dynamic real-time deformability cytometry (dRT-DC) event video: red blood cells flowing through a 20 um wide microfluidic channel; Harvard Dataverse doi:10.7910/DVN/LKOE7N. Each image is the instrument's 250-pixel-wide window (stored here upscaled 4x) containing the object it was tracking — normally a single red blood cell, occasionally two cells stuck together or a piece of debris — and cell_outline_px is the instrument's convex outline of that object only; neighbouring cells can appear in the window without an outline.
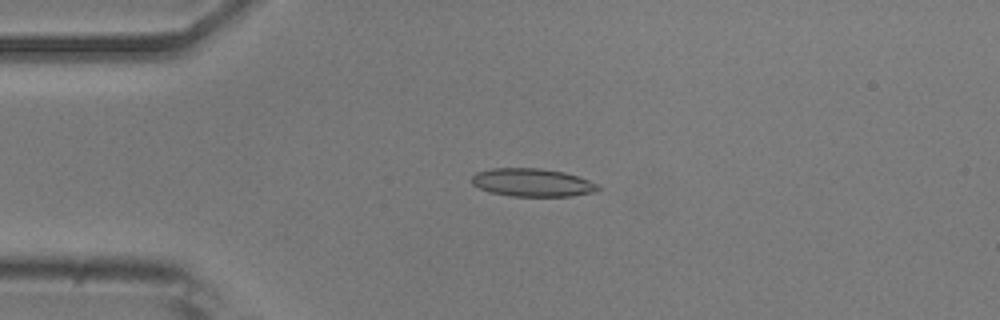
{"species": "common noctule bat (a hibernating species)", "species_latin": "Nyctalus noctula", "temperature_condition": "room temperature", "stored_images_in_passage": 53, "camera_frame_rate_fps": 3000, "um_per_image_px": 0.085, "animal": {"sex": "male", "body_mass_g": 20.5, "forearm_length_mm": 52.5}, "frame": {"image": 1, "passage_image": 12, "time_ms": 3.667, "image_size_px": [1000, 320], "cell_outline_px": [[604, 188], [596, 192], [572, 196], [512, 196], [488, 192], [472, 184], [472, 176], [476, 172], [492, 168], [540, 168], [564, 172], [600, 184]], "centroid_in_image_um": [45.29, 15.52], "position_along_channel_um": 39.7, "area_um2": 20.87}}
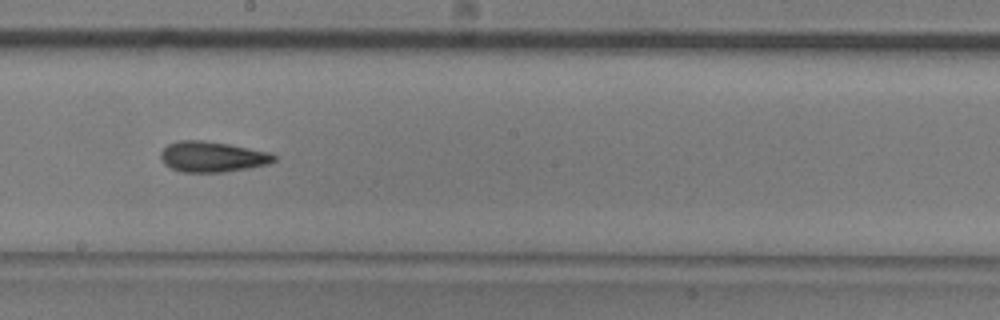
{"frame": {"image": 2, "passage_image": 29, "time_ms": 9.333, "image_size_px": [1000, 320], "cell_outline_px": [[276, 160], [268, 164], [248, 168], [224, 172], [184, 172], [172, 168], [164, 164], [160, 156], [160, 152], [168, 144], [176, 140], [204, 140], [228, 144], [272, 152], [276, 156]], "centroid_in_image_um": [18.05, 13.31], "position_along_channel_um": 230.1, "area_um2": 20.29}}
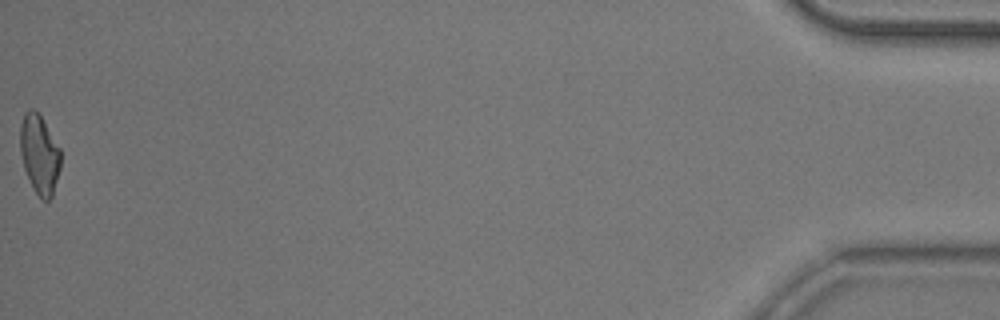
{"frame": {"image": 3, "passage_image": 53, "time_ms": 17.333, "image_size_px": [1000, 320], "cell_outline_px": [[60, 168], [52, 196], [48, 200], [44, 200], [36, 192], [24, 168], [20, 152], [20, 124], [24, 112], [28, 108], [32, 108], [40, 116], [60, 148]], "centroid_in_image_um": [3.34, 13.07], "position_along_channel_um": 431.9, "area_um2": 18.32}, "authors_computed_cell_mechanics": {"area_um2": 19.7098, "velocity_mm_per_s": 3.792, "shape_relaxation_time_tau1_ms": 6.5965, "shape_relaxation_time_tau2_ms": 3.7283, "deformation_change_tau1": 0.1793, "deformation_change_tau2": 0.1313}}